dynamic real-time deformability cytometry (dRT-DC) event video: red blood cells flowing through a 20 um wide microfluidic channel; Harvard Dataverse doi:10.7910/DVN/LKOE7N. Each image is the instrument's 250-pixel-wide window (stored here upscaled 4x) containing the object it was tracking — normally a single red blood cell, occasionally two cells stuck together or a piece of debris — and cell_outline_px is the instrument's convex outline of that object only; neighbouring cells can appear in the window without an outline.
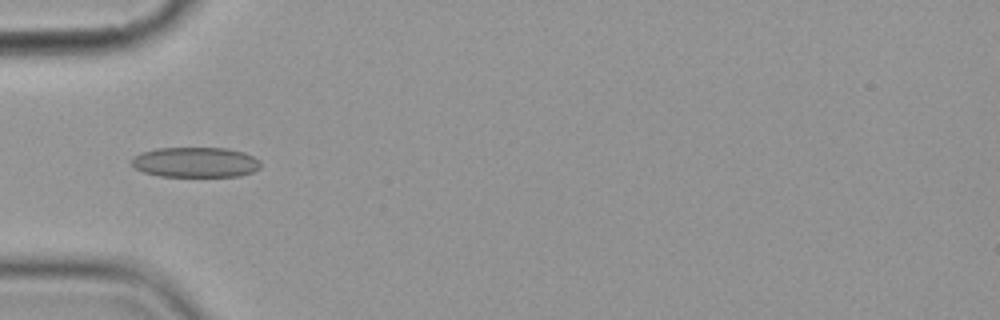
{"species": "common noctule bat (a hibernating species)", "species_latin": "Nyctalus noctula", "temperature_condition": "cold", "stored_images_in_passage": 6, "camera_frame_rate_fps": 3000, "um_per_image_px": 0.085, "animal": {"sex": "female", "body_mass_g": 19.9}, "frame": {"image": 1, "passage_image": 5, "time_ms": 4.667, "image_size_px": [1000, 320], "cell_outline_px": [[260, 168], [252, 172], [240, 176], [160, 176], [144, 172], [136, 168], [132, 164], [132, 156], [156, 148], [228, 148], [244, 152], [260, 160]], "centroid_in_image_um": [16.64, 13.79], "position_along_channel_um": 68.4, "area_um2": 22.66}}
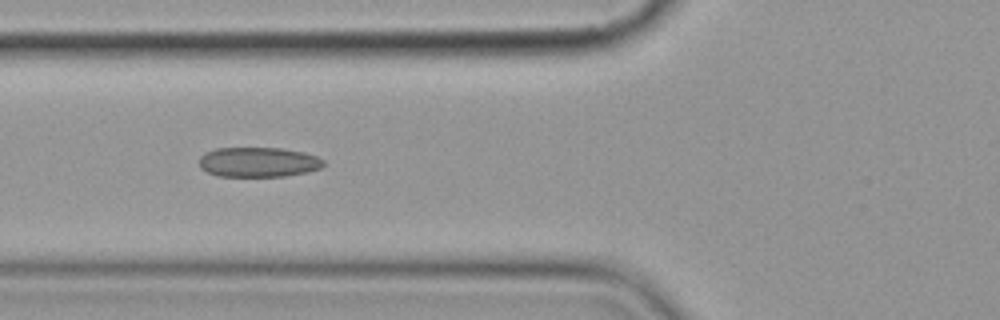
{"frame": {"image": 2, "passage_image": 6, "time_ms": 5.667, "image_size_px": [1000, 320], "cell_outline_px": [[324, 164], [320, 168], [308, 172], [284, 176], [220, 176], [208, 172], [200, 168], [200, 156], [204, 152], [216, 148], [280, 148], [304, 152], [316, 156], [324, 160]], "centroid_in_image_um": [21.96, 13.77], "position_along_channel_um": 103.8, "area_um2": 21.62}}